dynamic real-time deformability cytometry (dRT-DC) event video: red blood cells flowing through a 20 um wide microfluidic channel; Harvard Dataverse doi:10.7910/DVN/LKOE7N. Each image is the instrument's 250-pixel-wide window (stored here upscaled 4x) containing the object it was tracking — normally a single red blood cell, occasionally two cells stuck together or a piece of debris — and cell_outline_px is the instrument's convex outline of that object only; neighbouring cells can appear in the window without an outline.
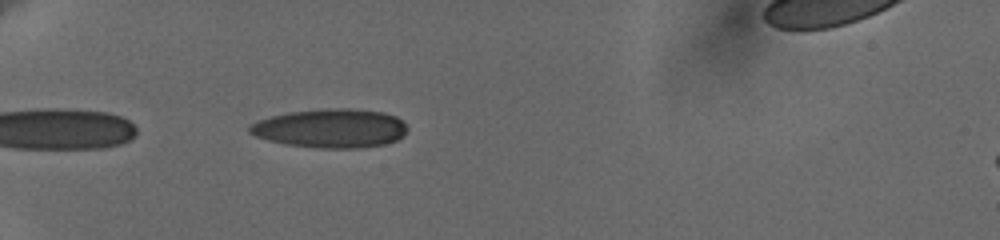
{"species": "human", "species_latin": "Homo sapiens", "temperature_condition": "cold", "stored_images_in_passage": 8, "camera_frame_rate_fps": 3000, "um_per_image_px": 0.085, "donor": {"sex": "female"}, "frame": {"image": 1, "passage_image": 3, "time_ms": 0.667, "image_size_px": [1000, 240], "cell_outline_px": [[408, 128], [396, 140], [384, 144], [360, 148], [320, 148], [288, 144], [268, 140], [256, 136], [248, 132], [248, 128], [252, 124], [260, 120], [272, 116], [288, 112], [324, 108], [352, 108], [384, 112], [396, 116]], "centroid_in_image_um": [28.11, 10.89], "position_along_channel_um": 56.9, "area_um2": 35.55}}
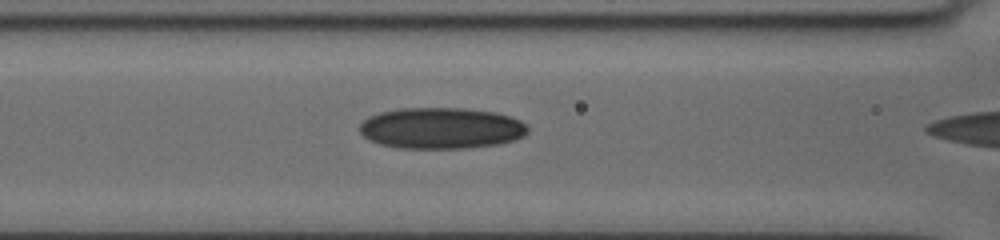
{"frame": {"image": 2, "passage_image": 7, "time_ms": 2.0, "image_size_px": [1000, 240], "cell_outline_px": [[528, 132], [524, 136], [516, 140], [504, 144], [476, 148], [392, 148], [368, 140], [356, 128], [368, 116], [380, 112], [400, 108], [464, 108], [496, 112], [512, 116], [520, 120], [528, 128]], "centroid_in_image_um": [37.52, 10.9], "position_along_channel_um": 129.1, "area_um2": 41.21}}